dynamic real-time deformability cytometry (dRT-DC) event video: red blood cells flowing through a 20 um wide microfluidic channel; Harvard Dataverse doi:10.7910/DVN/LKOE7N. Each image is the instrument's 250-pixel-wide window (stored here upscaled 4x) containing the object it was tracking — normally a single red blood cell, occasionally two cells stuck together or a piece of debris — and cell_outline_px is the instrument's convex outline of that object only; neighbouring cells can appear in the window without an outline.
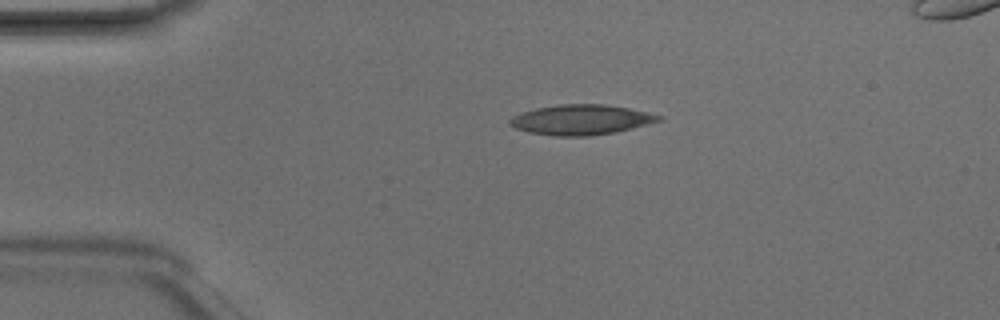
{"species": "Egyptian fruit bat (a non-hibernating species)", "species_latin": "Rousettus aegyptiacus", "temperature_condition": "room temperature", "stored_images_in_passage": 3, "camera_frame_rate_fps": 3000, "um_per_image_px": 0.085, "animal": {"sex": "male"}, "frame": {"image": 1, "passage_image": 1, "time_ms": 0.0, "image_size_px": [1000, 320], "cell_outline_px": [[664, 116], [660, 120], [632, 128], [616, 132], [592, 136], [552, 136], [528, 132], [516, 128], [508, 124], [508, 120], [512, 116], [520, 112], [536, 108], [560, 104], [604, 104], [628, 108]], "centroid_in_image_um": [49.34, 10.18], "position_along_channel_um": 35.7, "area_um2": 26.18}}